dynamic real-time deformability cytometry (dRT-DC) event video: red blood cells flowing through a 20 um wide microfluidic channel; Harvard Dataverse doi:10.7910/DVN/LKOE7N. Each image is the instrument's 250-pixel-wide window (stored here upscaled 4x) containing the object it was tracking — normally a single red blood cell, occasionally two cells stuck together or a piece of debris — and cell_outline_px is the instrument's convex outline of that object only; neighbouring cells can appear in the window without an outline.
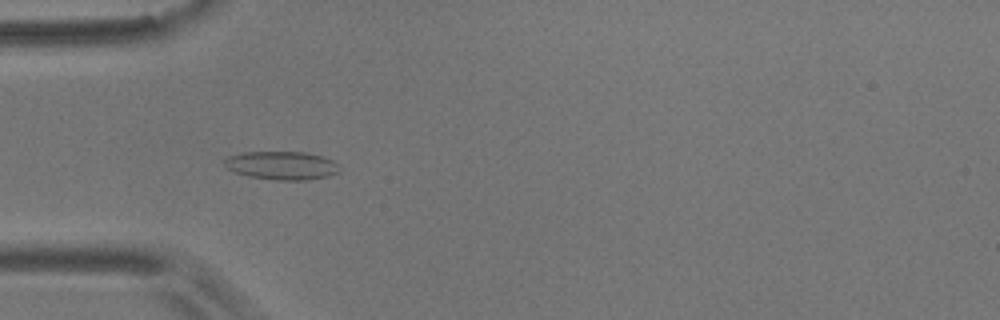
{"species": "common noctule bat (a hibernating species)", "species_latin": "Nyctalus noctula", "temperature_condition": "room temperature", "stored_images_in_passage": 39, "camera_frame_rate_fps": 3000, "um_per_image_px": 0.085, "animal": {"sex": "male", "body_mass_g": 17.9}, "frame": {"image": 1, "passage_image": 1, "time_ms": 0.0, "image_size_px": [1000, 320], "cell_outline_px": [[340, 172], [328, 176], [304, 180], [276, 180], [248, 176], [236, 172], [228, 168], [224, 164], [224, 160], [228, 156], [244, 152], [304, 152], [324, 156], [332, 160], [336, 164]], "centroid_in_image_um": [23.95, 14.06], "position_along_channel_um": 61.0, "area_um2": 18.9}}
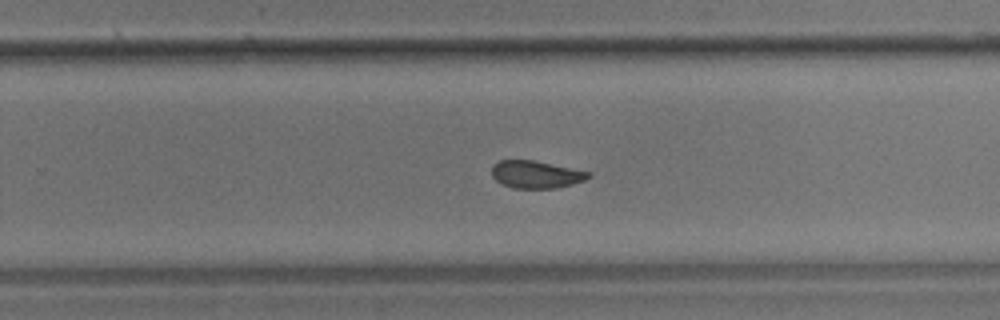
{"frame": {"image": 2, "passage_image": 20, "time_ms": 6.333, "image_size_px": [1000, 320], "cell_outline_px": [[592, 176], [584, 180], [560, 188], [512, 188], [496, 180], [492, 176], [492, 164], [500, 160], [532, 160], [592, 172]], "centroid_in_image_um": [45.58, 14.83], "position_along_channel_um": 284.2, "area_um2": 15.49}}
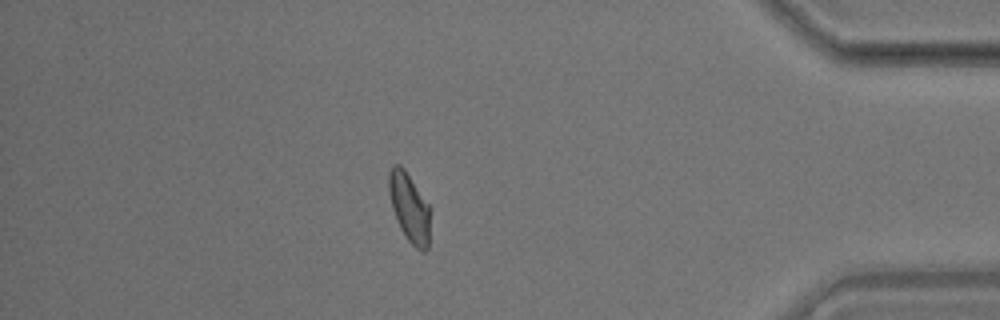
{"frame": {"image": 3, "passage_image": 33, "time_ms": 10.667, "image_size_px": [1000, 320], "cell_outline_px": [[428, 248], [424, 252], [416, 248], [408, 240], [400, 228], [396, 220], [392, 208], [388, 192], [388, 172], [392, 164], [400, 164], [404, 168], [428, 204]], "centroid_in_image_um": [34.74, 17.6], "position_along_channel_um": 400.5, "area_um2": 16.36}, "authors_computed_cell_mechanics": {"area_um2": 16.473, "velocity_mm_per_s": 3.5506, "shape_relaxation_time_tau1_ms": 8.3987, "shape_relaxation_time_tau2_ms": 1.6563, "deformation_change_tau1": 0.1469, "deformation_change_tau2": 0.0765}}